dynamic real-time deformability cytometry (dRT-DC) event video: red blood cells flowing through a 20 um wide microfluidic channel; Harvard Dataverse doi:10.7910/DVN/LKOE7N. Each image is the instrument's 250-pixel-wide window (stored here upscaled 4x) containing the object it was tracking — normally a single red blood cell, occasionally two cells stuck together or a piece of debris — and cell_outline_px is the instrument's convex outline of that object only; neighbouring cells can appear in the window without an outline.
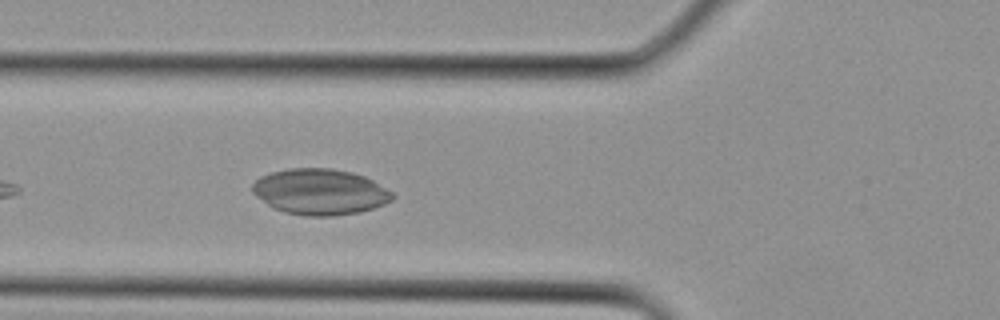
{"species": "Egyptian fruit bat (a non-hibernating species)", "species_latin": "Rousettus aegyptiacus", "temperature_condition": "cold", "stored_images_in_passage": 11, "camera_frame_rate_fps": 3000, "um_per_image_px": 0.085, "animal": {"sex": "female"}, "frame": {"image": 1, "passage_image": 11, "time_ms": 3.333, "image_size_px": [1000, 320], "cell_outline_px": [[396, 196], [392, 200], [384, 204], [360, 212], [332, 216], [304, 216], [284, 212], [272, 208], [256, 196], [252, 192], [252, 184], [260, 176], [272, 172], [288, 168], [332, 168], [352, 172], [364, 176], [372, 180], [392, 192]], "centroid_in_image_um": [27.18, 16.3], "position_along_channel_um": 98.6, "area_um2": 37.57}}